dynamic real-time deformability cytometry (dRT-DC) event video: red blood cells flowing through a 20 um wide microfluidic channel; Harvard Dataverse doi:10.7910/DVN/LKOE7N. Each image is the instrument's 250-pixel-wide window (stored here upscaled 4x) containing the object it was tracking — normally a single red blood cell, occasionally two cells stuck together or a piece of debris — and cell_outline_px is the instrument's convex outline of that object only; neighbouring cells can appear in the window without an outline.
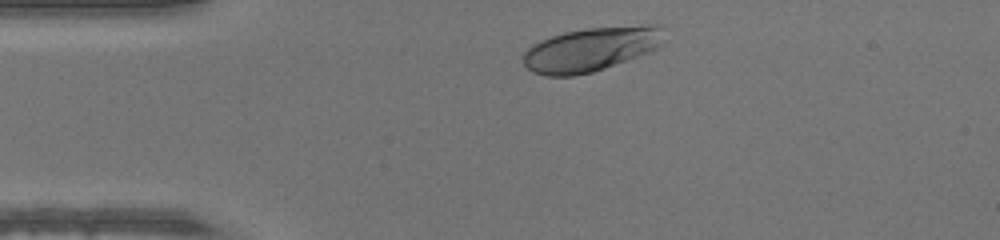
{"species": "human", "species_latin": "Homo sapiens", "temperature_condition": "warm", "stored_images_in_passage": 33, "camera_frame_rate_fps": 3000, "um_per_image_px": 0.085, "donor": {"sex": "male"}, "frame": {"image": 1, "passage_image": 2, "time_ms": 0.333, "image_size_px": [1000, 240], "cell_outline_px": [[664, 44], [656, 48], [636, 56], [604, 68], [592, 72], [572, 76], [544, 76], [532, 72], [524, 64], [524, 52], [532, 44], [540, 40], [564, 32], [588, 28], [656, 24], [660, 24], [664, 28]], "centroid_in_image_um": [50.24, 4.17], "position_along_channel_um": 34.8, "area_um2": 36.13}}
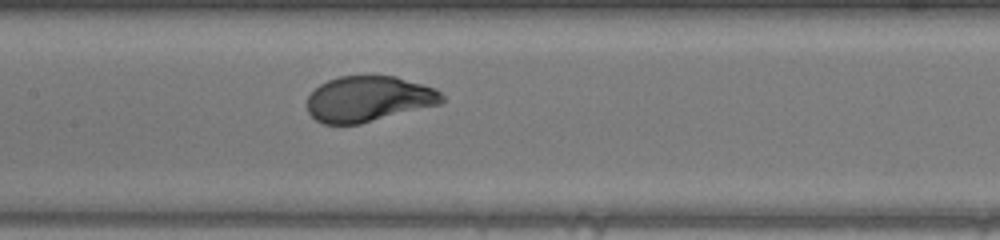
{"frame": {"image": 2, "passage_image": 15, "time_ms": 4.667, "image_size_px": [1000, 240], "cell_outline_px": [[444, 100], [440, 104], [360, 124], [324, 124], [316, 120], [308, 112], [308, 96], [320, 84], [328, 80], [340, 76], [396, 76], [436, 88], [444, 96]], "centroid_in_image_um": [31.34, 8.41], "position_along_channel_um": 176.1, "area_um2": 35.78}}
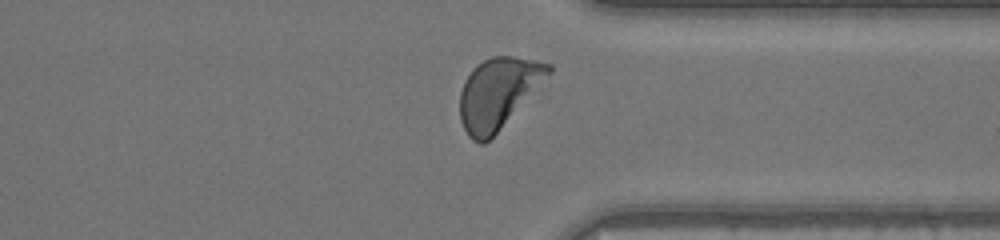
{"frame": {"image": 3, "passage_image": 29, "time_ms": 9.333, "image_size_px": [1000, 240], "cell_outline_px": [[552, 72], [496, 132], [484, 144], [480, 144], [472, 140], [468, 136], [460, 120], [460, 92], [464, 80], [472, 68], [476, 64], [492, 56], [512, 56], [536, 60], [552, 64]], "centroid_in_image_um": [42.31, 7.88], "position_along_channel_um": 369.1, "area_um2": 36.07}}